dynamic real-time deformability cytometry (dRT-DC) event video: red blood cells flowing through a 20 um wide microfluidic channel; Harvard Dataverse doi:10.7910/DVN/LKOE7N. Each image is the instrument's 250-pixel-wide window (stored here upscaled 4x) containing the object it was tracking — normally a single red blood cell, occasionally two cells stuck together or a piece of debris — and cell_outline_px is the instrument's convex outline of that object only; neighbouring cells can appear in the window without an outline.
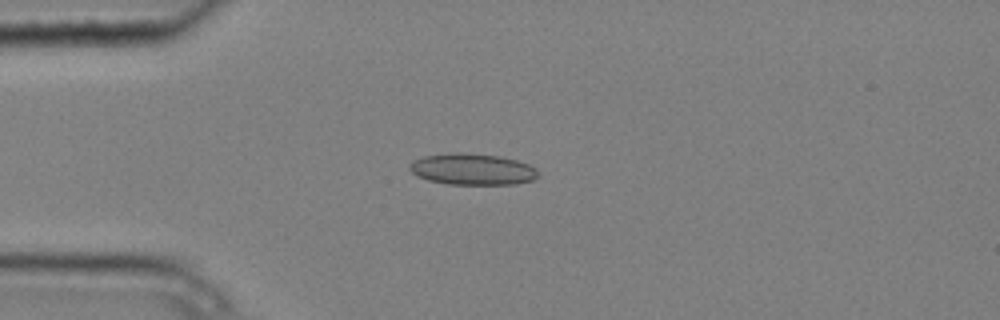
{"species": "common noctule bat (a hibernating species)", "species_latin": "Nyctalus noctula", "temperature_condition": "cold", "stored_images_in_passage": 6, "camera_frame_rate_fps": 3000, "um_per_image_px": 0.085, "animal": {"sex": "male", "body_mass_g": 20.4}, "frame": {"image": 1, "passage_image": 4, "time_ms": 1.0, "image_size_px": [1000, 320], "cell_outline_px": [[540, 176], [532, 180], [516, 184], [448, 184], [428, 180], [416, 176], [408, 168], [408, 164], [424, 156], [456, 152], [468, 152], [500, 156], [516, 160], [528, 164], [536, 168]], "centroid_in_image_um": [40.16, 14.38], "position_along_channel_um": 44.8, "area_um2": 23.64}}
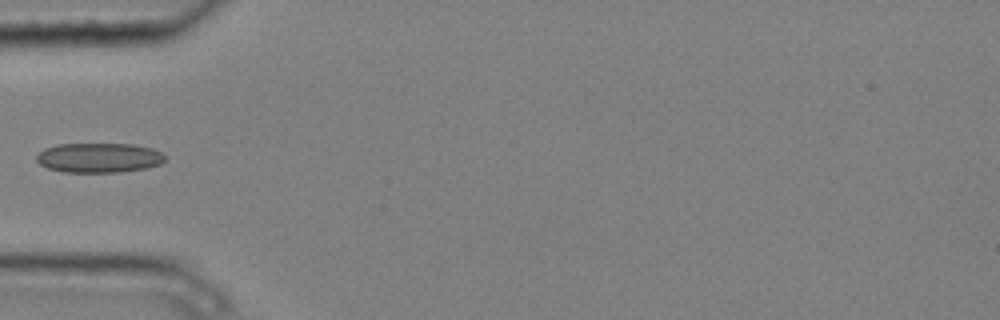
{"frame": {"image": 2, "passage_image": 5, "time_ms": 1.333, "image_size_px": [1000, 320], "cell_outline_px": [[164, 160], [160, 164], [148, 168], [120, 172], [64, 172], [48, 168], [40, 164], [36, 160], [36, 156], [44, 148], [56, 144], [132, 144], [152, 148], [160, 152], [164, 156]], "centroid_in_image_um": [8.4, 13.41], "position_along_channel_um": 76.6, "area_um2": 22.25}}
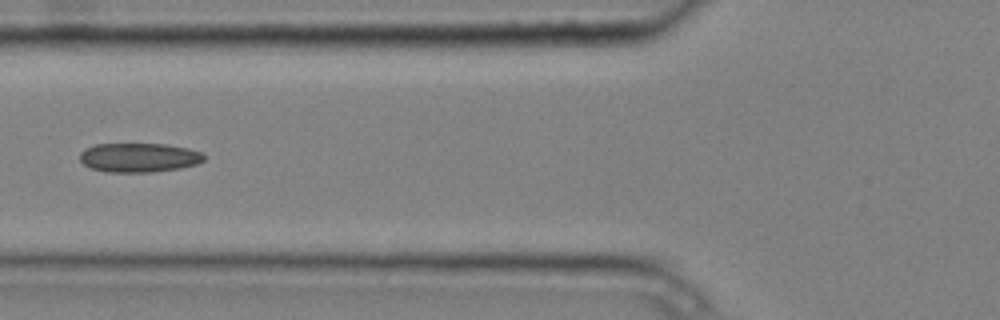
{"frame": {"image": 3, "passage_image": 6, "time_ms": 1.667, "image_size_px": [1000, 320], "cell_outline_px": [[204, 160], [196, 164], [180, 168], [152, 172], [104, 172], [92, 168], [84, 164], [80, 160], [80, 152], [84, 148], [96, 144], [168, 144], [188, 148], [200, 152], [204, 156]], "centroid_in_image_um": [11.79, 13.39], "position_along_channel_um": 114.0, "area_um2": 21.15}}